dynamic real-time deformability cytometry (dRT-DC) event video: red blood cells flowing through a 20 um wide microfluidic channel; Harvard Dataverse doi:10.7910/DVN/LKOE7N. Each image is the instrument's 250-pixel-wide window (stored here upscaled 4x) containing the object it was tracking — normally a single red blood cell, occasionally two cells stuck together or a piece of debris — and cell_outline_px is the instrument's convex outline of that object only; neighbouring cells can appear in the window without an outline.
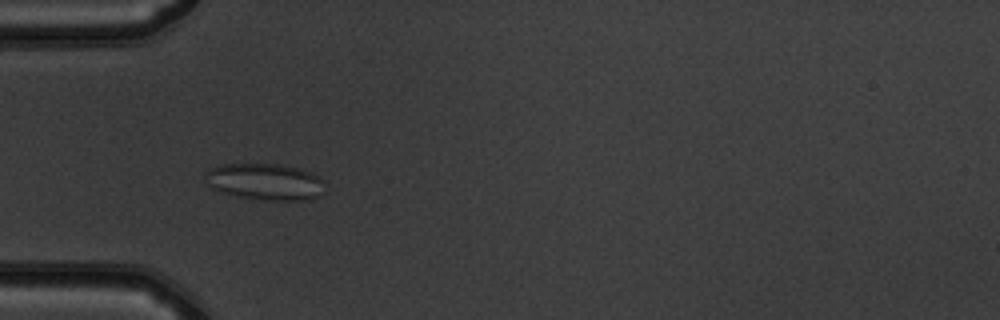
{"species": "common noctule bat (a hibernating species)", "species_latin": "Nyctalus noctula", "temperature_condition": "warm", "stored_images_in_passage": 33, "segment_of_instrument_passage": [1, 2], "camera_frame_rate_fps": 3000, "um_per_image_px": 0.085, "animal": {"sex": "male", "body_mass_g": 19.5, "forearm_length_mm": 54.6}, "frame": {"image": 1, "passage_image": 3, "time_ms": 0.667, "image_size_px": [1000, 320], "cell_outline_px": [[328, 184], [324, 192], [320, 196], [312, 200], [260, 200], [236, 196], [220, 192], [204, 184], [204, 172], [208, 168], [220, 164], [276, 164], [300, 168], [312, 172], [320, 176]], "centroid_in_image_um": [22.55, 15.45], "position_along_channel_um": 62.5, "area_um2": 26.47}}
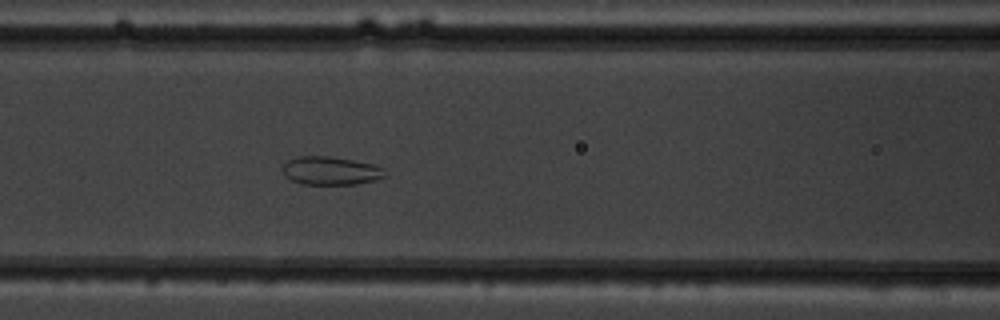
{"frame": {"image": 2, "passage_image": 9, "time_ms": 2.667, "image_size_px": [1000, 320], "cell_outline_px": [[388, 176], [376, 180], [356, 184], [300, 184], [284, 176], [280, 168], [288, 160], [300, 156], [328, 156], [352, 160], [372, 164], [388, 172]], "centroid_in_image_um": [28.09, 14.52], "position_along_channel_um": 138.5, "area_um2": 16.99}}
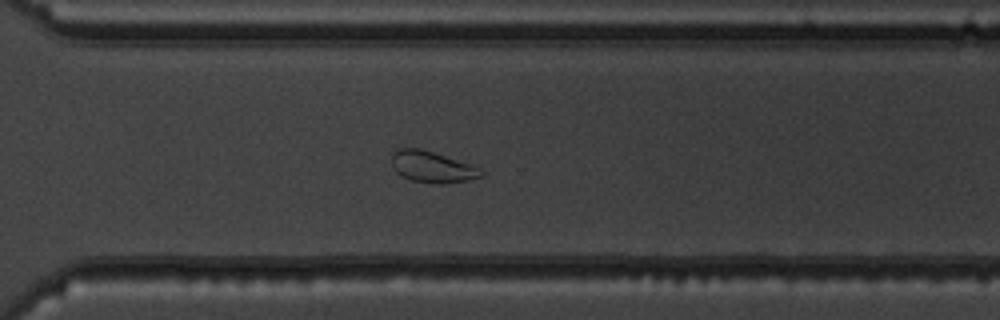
{"frame": {"image": 3, "passage_image": 24, "time_ms": 7.667, "image_size_px": [1000, 320], "cell_outline_px": [[484, 176], [468, 180], [448, 184], [436, 184], [412, 180], [400, 176], [392, 168], [392, 152], [396, 148], [420, 148], [472, 164], [480, 168], [484, 172]], "centroid_in_image_um": [36.74, 14.19], "position_along_channel_um": 333.9, "area_um2": 16.65}}